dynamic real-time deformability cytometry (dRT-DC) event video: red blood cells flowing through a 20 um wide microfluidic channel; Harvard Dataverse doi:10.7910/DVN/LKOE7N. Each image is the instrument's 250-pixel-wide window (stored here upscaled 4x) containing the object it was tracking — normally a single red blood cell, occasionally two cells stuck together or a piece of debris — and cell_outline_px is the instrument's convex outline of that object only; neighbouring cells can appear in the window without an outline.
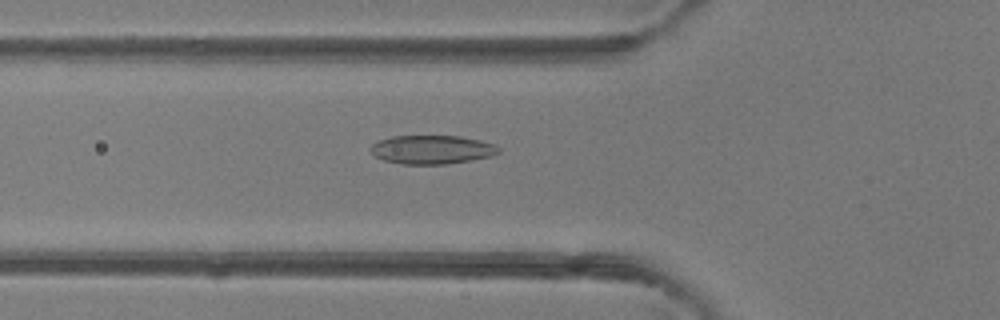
{"species": "common noctule bat (a hibernating species)", "species_latin": "Nyctalus noctula", "temperature_condition": "room temperature", "stored_images_in_passage": 48, "camera_frame_rate_fps": 3000, "um_per_image_px": 0.085, "animal": {"sex": "female"}, "frame": {"image": 1, "passage_image": 17, "time_ms": 5.333, "image_size_px": [1000, 320], "cell_outline_px": [[500, 152], [492, 156], [472, 160], [448, 164], [400, 164], [384, 160], [376, 156], [372, 152], [372, 144], [380, 140], [392, 136], [460, 136], [480, 140], [496, 144], [500, 148]], "centroid_in_image_um": [36.77, 12.72], "position_along_channel_um": 89.0, "area_um2": 21.44}}
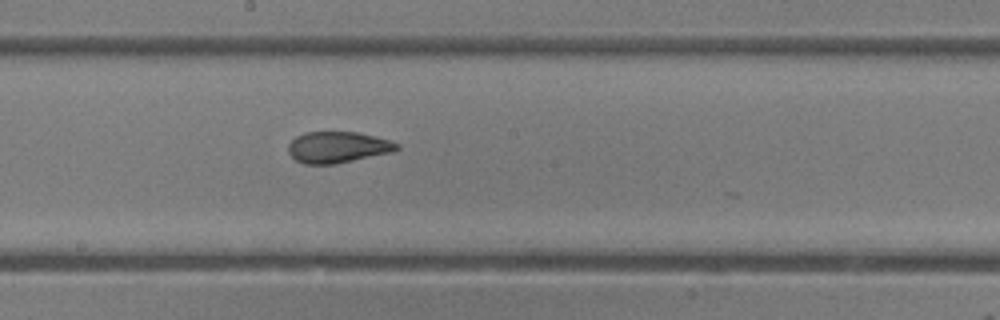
{"frame": {"image": 2, "passage_image": 26, "time_ms": 8.333, "image_size_px": [1000, 320], "cell_outline_px": [[400, 148], [392, 152], [336, 164], [304, 164], [296, 160], [288, 152], [288, 144], [296, 136], [304, 132], [356, 132], [376, 136], [400, 144]], "centroid_in_image_um": [28.7, 12.51], "position_along_channel_um": 219.5, "area_um2": 19.83}}
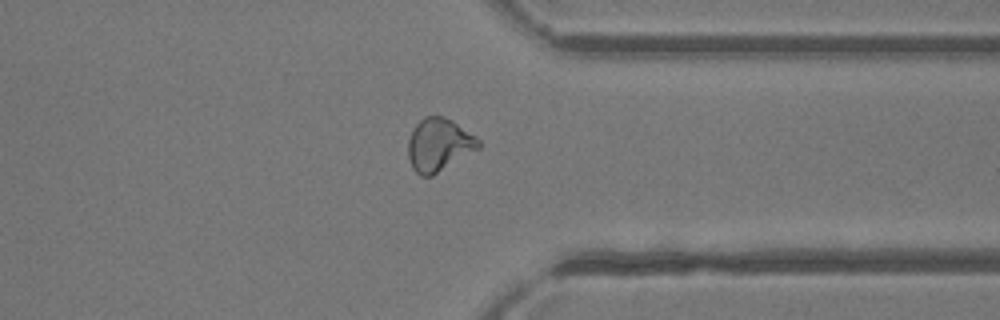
{"frame": {"image": 3, "passage_image": 37, "time_ms": 12.0, "image_size_px": [1000, 320], "cell_outline_px": [[480, 148], [432, 176], [420, 176], [412, 168], [408, 160], [408, 140], [412, 128], [424, 116], [444, 116], [452, 120], [476, 136], [480, 140]], "centroid_in_image_um": [37.29, 12.3], "position_along_channel_um": 374.1, "area_um2": 21.91}, "authors_computed_cell_mechanics": {"area_um2": 21.6172, "velocity_mm_per_s": 4.3134, "shape_relaxation_time_tau1_ms": 8.4367, "shape_relaxation_time_tau2_ms": 1.5485, "deformation_change_tau1": 0.2264, "deformation_change_tau2": 0.0624}}